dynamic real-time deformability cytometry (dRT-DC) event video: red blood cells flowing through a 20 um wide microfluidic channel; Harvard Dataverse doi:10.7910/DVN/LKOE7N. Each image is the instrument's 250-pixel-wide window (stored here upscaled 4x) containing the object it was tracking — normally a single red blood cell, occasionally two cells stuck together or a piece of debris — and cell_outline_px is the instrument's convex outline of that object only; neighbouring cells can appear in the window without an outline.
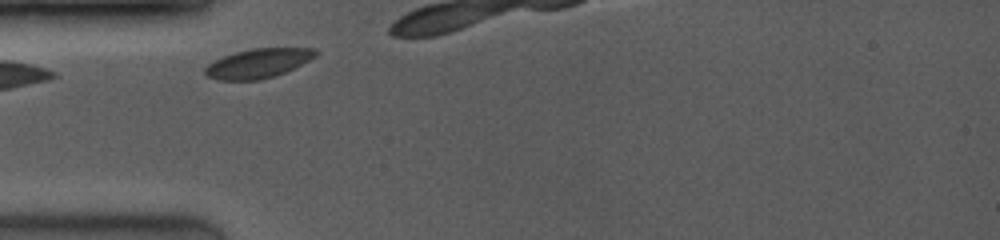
{"species": "common noctule bat (a hibernating species)", "species_latin": "Nyctalus noctula", "temperature_condition": "room temperature", "stored_images_in_passage": 10, "camera_frame_rate_fps": 3500, "um_per_image_px": 0.085, "animal": {"sex": "female", "body_mass_g": 19.0, "forearm_length_mm": 53.3}, "frame": {"image": 1, "passage_image": 1, "time_ms": 0.0, "image_size_px": [1000, 240], "cell_outline_px": [[320, 52], [316, 56], [284, 72], [260, 80], [220, 80], [208, 76], [204, 72], [204, 68], [208, 64], [224, 56], [236, 52], [252, 48], [316, 48]], "centroid_in_image_um": [21.95, 5.37], "position_along_channel_um": 63.1, "area_um2": 18.61}}